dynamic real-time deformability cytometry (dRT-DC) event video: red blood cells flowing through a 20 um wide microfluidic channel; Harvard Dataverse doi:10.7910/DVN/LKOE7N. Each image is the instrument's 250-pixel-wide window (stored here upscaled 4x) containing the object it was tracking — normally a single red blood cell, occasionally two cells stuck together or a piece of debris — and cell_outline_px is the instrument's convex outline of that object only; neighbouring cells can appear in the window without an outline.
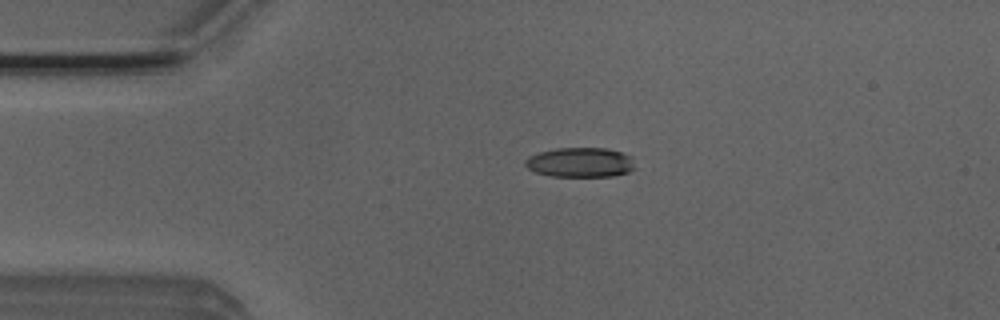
{"species": "Egyptian fruit bat (a non-hibernating species)", "species_latin": "Rousettus aegyptiacus", "temperature_condition": "room temperature", "stored_images_in_passage": 5, "camera_frame_rate_fps": 3000, "um_per_image_px": 0.085, "animal": {"sex": "male"}, "frame": {"image": 1, "passage_image": 3, "time_ms": 0.667, "image_size_px": [1000, 320], "cell_outline_px": [[636, 168], [628, 172], [612, 176], [552, 176], [536, 172], [528, 168], [524, 164], [524, 160], [528, 156], [540, 152], [556, 148], [608, 148], [624, 152], [632, 156]], "centroid_in_image_um": [49.36, 13.79], "position_along_channel_um": 35.6, "area_um2": 19.19}}